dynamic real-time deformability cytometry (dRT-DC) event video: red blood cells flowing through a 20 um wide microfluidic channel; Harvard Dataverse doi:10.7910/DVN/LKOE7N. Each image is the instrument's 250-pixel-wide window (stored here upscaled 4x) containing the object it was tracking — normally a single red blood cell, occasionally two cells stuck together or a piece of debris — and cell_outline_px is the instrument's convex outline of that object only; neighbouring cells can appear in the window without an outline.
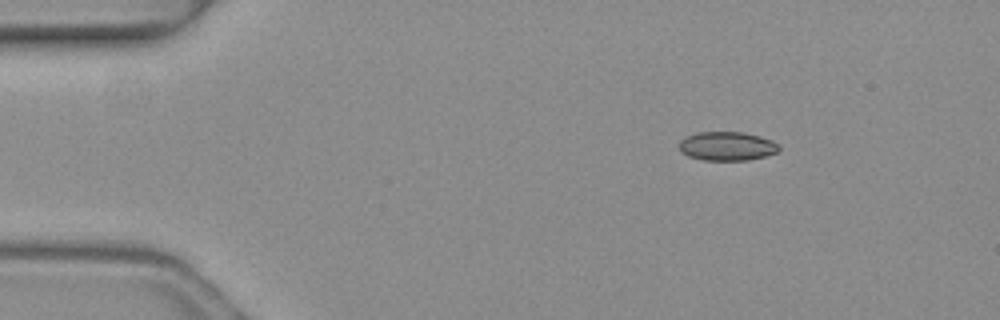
{"species": "common noctule bat (a hibernating species)", "species_latin": "Nyctalus noctula", "temperature_condition": "warm", "stored_images_in_passage": 2, "camera_frame_rate_fps": 3000, "um_per_image_px": 0.085, "animal": {"sex": "female", "body_mass_g": 19.3, "forearm_length_mm": 54.1}, "frame": {"image": 1, "passage_image": 2, "time_ms": 0.333, "image_size_px": [1000, 320], "cell_outline_px": [[780, 148], [776, 152], [764, 156], [748, 160], [704, 160], [688, 156], [680, 152], [680, 140], [696, 132], [744, 132], [760, 136], [772, 140]], "centroid_in_image_um": [61.78, 12.42], "position_along_channel_um": 23.2, "area_um2": 16.7}}